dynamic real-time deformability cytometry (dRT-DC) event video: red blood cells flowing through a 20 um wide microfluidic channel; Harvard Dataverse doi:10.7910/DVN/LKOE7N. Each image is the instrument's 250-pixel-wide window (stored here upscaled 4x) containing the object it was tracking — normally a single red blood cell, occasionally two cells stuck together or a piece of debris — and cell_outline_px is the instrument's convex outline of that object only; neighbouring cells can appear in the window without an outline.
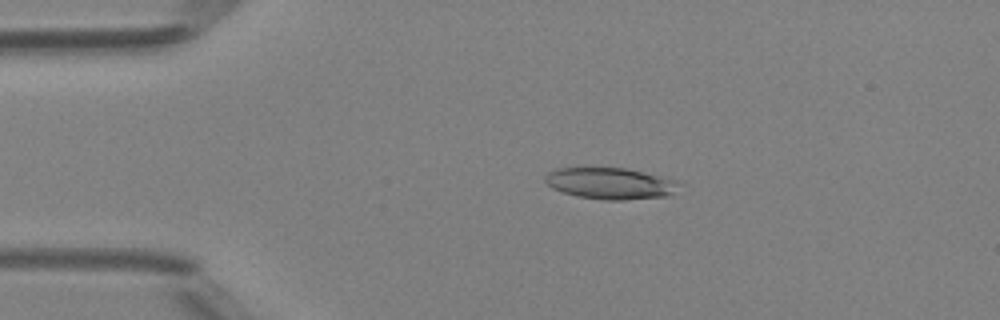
{"species": "Egyptian fruit bat (a non-hibernating species)", "species_latin": "Rousettus aegyptiacus", "temperature_condition": "room temperature", "stored_images_in_passage": 39, "camera_frame_rate_fps": 3000, "um_per_image_px": 0.085, "animal": {"sex": "female"}, "frame": {"image": 1, "passage_image": 1, "time_ms": 0.0, "image_size_px": [1000, 320], "cell_outline_px": [[684, 184], [668, 196], [624, 200], [604, 200], [576, 196], [552, 188], [544, 180], [544, 176], [548, 172], [560, 168], [624, 168], [644, 172], [680, 180]], "centroid_in_image_um": [51.95, 15.59], "position_along_channel_um": 33.1, "area_um2": 24.74}}
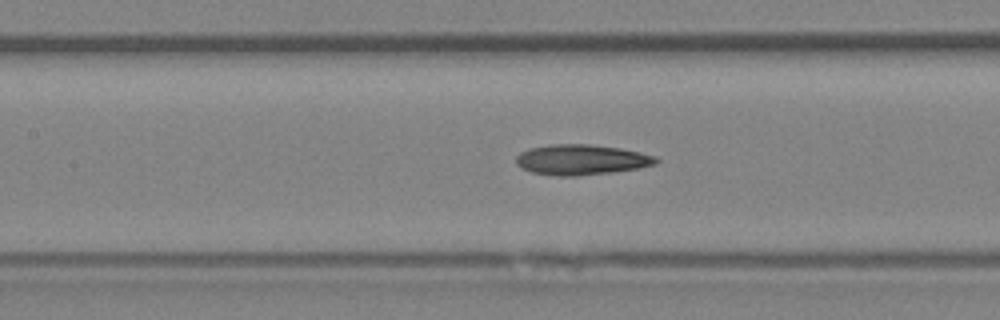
{"frame": {"image": 2, "passage_image": 13, "time_ms": 4.0, "image_size_px": [1000, 320], "cell_outline_px": [[660, 160], [656, 164], [640, 168], [612, 172], [576, 176], [556, 176], [532, 172], [520, 168], [516, 164], [516, 156], [520, 152], [528, 148], [548, 144], [588, 144], [620, 148], [640, 152], [656, 156]], "centroid_in_image_um": [49.4, 13.57], "position_along_channel_um": 158.0, "area_um2": 25.03}}
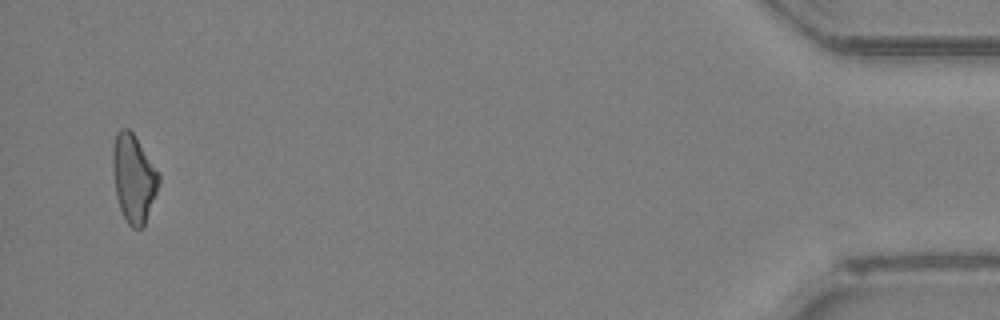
{"frame": {"image": 3, "passage_image": 38, "time_ms": 12.333, "image_size_px": [1000, 320], "cell_outline_px": [[160, 180], [144, 228], [132, 228], [124, 220], [116, 196], [112, 168], [112, 148], [116, 132], [120, 128], [128, 128], [132, 132], [160, 176]], "centroid_in_image_um": [11.32, 15.18], "position_along_channel_um": 423.9, "area_um2": 23.47}, "authors_computed_cell_mechanics": {"area_um2": 24.1026, "velocity_mm_per_s": 4.2344, "shape_relaxation_time_tau1_ms": null, "shape_relaxation_time_tau2_ms": 7.3192, "deformation_change_tau1": null, "deformation_change_tau2": 0.2108}}